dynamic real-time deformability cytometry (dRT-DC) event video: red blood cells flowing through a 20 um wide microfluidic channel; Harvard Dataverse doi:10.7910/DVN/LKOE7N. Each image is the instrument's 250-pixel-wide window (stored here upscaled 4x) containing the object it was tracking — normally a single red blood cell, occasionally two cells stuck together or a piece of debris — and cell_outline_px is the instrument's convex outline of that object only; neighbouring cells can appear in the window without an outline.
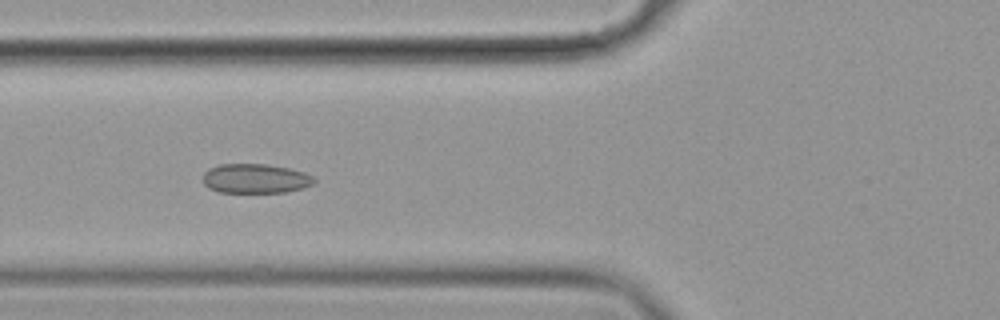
{"species": "common noctule bat (a hibernating species)", "species_latin": "Nyctalus noctula", "temperature_condition": "cold", "stored_images_in_passage": 5, "camera_frame_rate_fps": 3000, "um_per_image_px": 0.085, "animal": {"sex": "female", "body_mass_g": 19.9}, "frame": {"image": 1, "passage_image": 4, "time_ms": 1.0, "image_size_px": [1000, 320], "cell_outline_px": [[316, 180], [312, 184], [288, 192], [220, 192], [208, 188], [204, 184], [204, 172], [208, 168], [220, 164], [264, 164], [288, 168], [304, 172], [312, 176]], "centroid_in_image_um": [21.68, 15.17], "position_along_channel_um": 104.1, "area_um2": 18.96}}
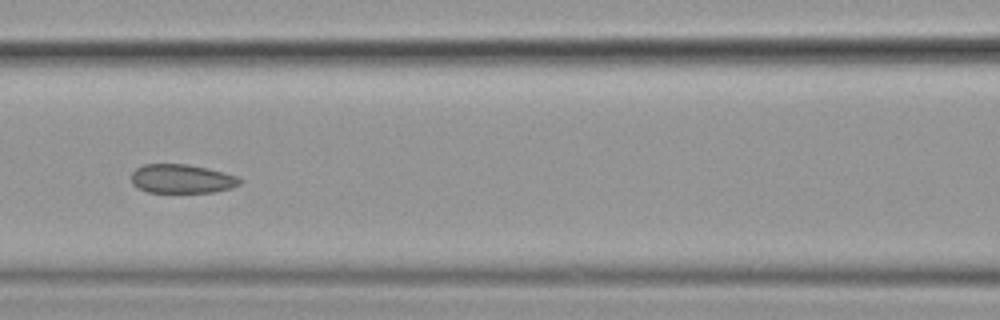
{"frame": {"image": 2, "passage_image": 5, "time_ms": 1.333, "image_size_px": [1000, 320], "cell_outline_px": [[244, 180], [240, 184], [232, 188], [216, 192], [148, 192], [136, 188], [132, 184], [132, 172], [136, 168], [144, 164], [188, 164], [208, 168], [236, 176]], "centroid_in_image_um": [15.46, 15.2], "position_along_channel_um": 151.1, "area_um2": 18.44}}